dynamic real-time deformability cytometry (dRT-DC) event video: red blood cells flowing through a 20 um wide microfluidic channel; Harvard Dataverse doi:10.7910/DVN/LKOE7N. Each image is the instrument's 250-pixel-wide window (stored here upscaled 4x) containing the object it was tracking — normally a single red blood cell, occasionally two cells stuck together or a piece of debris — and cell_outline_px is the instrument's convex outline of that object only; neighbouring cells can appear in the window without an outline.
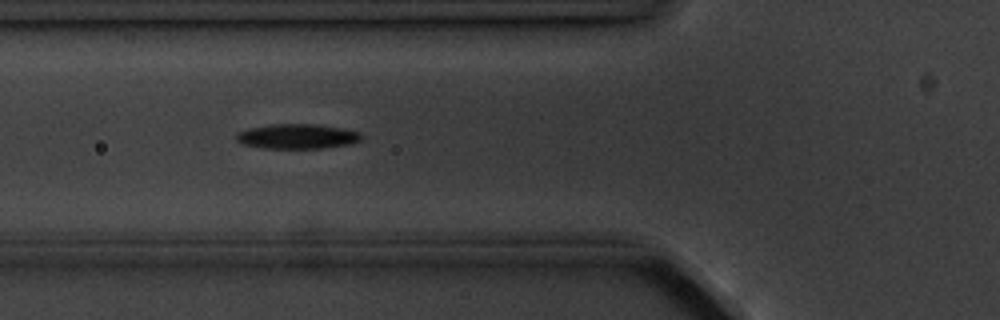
{"species": "common noctule bat (a hibernating species)", "species_latin": "Nyctalus noctula", "temperature_condition": "cold", "stored_images_in_passage": 5, "camera_frame_rate_fps": 3000, "um_per_image_px": 0.085, "animal": {"sex": "male", "body_mass_g": 20.1, "forearm_length_mm": 53.5}, "frame": {"image": 1, "passage_image": 3, "time_ms": 2.0, "image_size_px": [1000, 320], "cell_outline_px": [[364, 136], [360, 140], [348, 144], [320, 148], [264, 148], [240, 144], [236, 140], [236, 132], [248, 128], [272, 124], [316, 124], [344, 128], [360, 132]], "centroid_in_image_um": [25.24, 11.58], "position_along_channel_um": 100.6, "area_um2": 18.21}}